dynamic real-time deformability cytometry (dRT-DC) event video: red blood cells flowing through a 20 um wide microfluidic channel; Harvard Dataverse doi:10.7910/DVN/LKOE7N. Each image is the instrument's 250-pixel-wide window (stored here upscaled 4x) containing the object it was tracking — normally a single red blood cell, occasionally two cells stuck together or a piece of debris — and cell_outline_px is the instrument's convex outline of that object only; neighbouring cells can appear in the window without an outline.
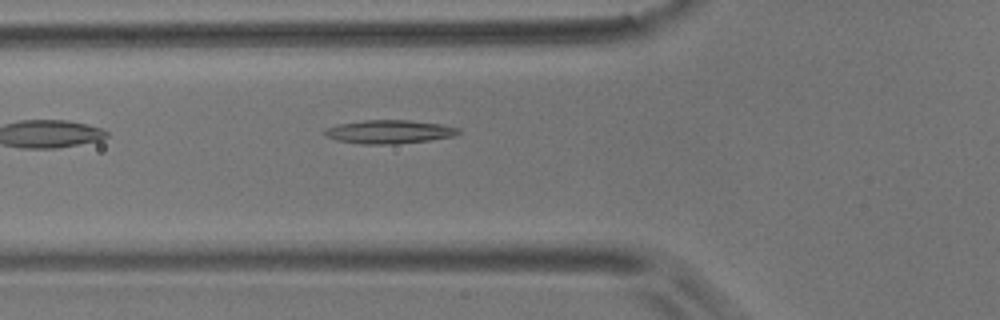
{"species": "common noctule bat (a hibernating species)", "species_latin": "Nyctalus noctula", "temperature_condition": "room temperature", "stored_images_in_passage": 3, "camera_frame_rate_fps": 3000, "um_per_image_px": 0.085, "animal": {"sex": "male", "body_mass_g": 17.9}, "frame": {"image": 1, "passage_image": 3, "time_ms": 0.667, "image_size_px": [1000, 320], "cell_outline_px": [[460, 132], [452, 136], [432, 140], [396, 144], [360, 144], [336, 140], [320, 132], [324, 128], [336, 124], [364, 120], [408, 120], [440, 124], [460, 128]], "centroid_in_image_um": [33.02, 11.2], "position_along_channel_um": 92.8, "area_um2": 18.5}}